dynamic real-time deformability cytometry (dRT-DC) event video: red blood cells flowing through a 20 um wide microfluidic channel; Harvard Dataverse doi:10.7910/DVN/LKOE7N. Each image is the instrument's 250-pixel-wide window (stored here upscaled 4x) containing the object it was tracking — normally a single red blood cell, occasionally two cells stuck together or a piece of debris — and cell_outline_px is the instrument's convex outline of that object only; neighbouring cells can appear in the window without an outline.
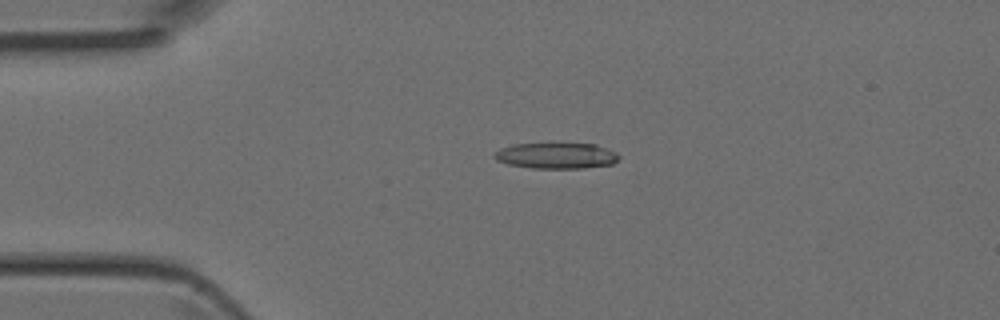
{"species": "Egyptian fruit bat (a non-hibernating species)", "species_latin": "Rousettus aegyptiacus", "temperature_condition": "room temperature", "stored_images_in_passage": 5, "camera_frame_rate_fps": 3000, "um_per_image_px": 0.085, "animal": {"sex": "female"}, "frame": {"image": 1, "passage_image": 4, "time_ms": 1.0, "image_size_px": [1000, 320], "cell_outline_px": [[620, 156], [612, 164], [584, 168], [532, 168], [508, 164], [496, 160], [492, 156], [500, 148], [512, 144], [596, 144], [616, 152]], "centroid_in_image_um": [47.27, 13.24], "position_along_channel_um": 37.7, "area_um2": 18.67}}